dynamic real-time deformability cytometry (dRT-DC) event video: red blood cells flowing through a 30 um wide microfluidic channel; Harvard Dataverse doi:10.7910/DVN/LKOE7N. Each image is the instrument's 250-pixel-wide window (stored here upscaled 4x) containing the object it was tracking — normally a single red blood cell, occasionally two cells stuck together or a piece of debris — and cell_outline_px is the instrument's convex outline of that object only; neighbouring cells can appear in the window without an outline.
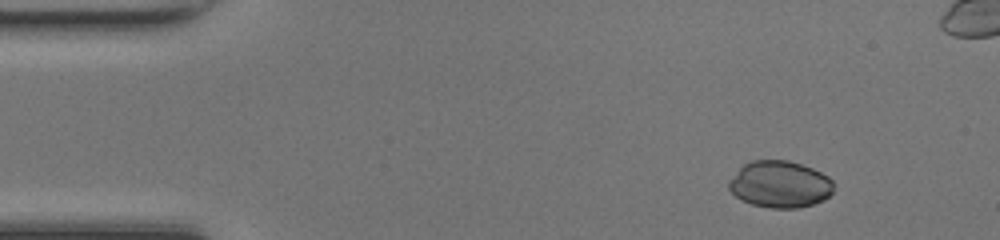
{"species": "common noctule bat (a hibernating species)", "species_latin": "Nyctalus noctula", "temperature_condition": "room temperature", "stored_images_in_passage": 40, "camera_frame_rate_fps": 3000, "um_per_image_px": 0.085, "animal": {"sex": "female", "body_mass_g": 17.0, "forearm_length_mm": 48.0}, "frame": {"image": 1, "passage_image": 1, "time_ms": 0.0, "image_size_px": [1000, 240], "cell_outline_px": [[832, 192], [824, 200], [812, 204], [796, 208], [772, 208], [752, 204], [740, 200], [728, 188], [728, 180], [744, 164], [752, 160], [788, 160], [812, 168], [828, 176], [832, 180]], "centroid_in_image_um": [66.27, 15.66], "position_along_channel_um": 18.7, "area_um2": 28.5}}
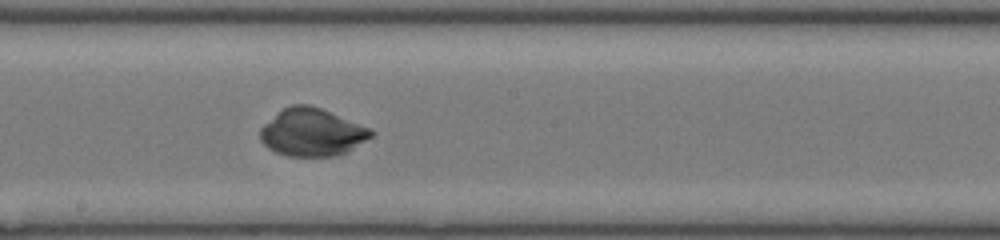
{"frame": {"image": 2, "passage_image": 22, "time_ms": 7.0, "image_size_px": [1000, 240], "cell_outline_px": [[372, 136], [348, 152], [336, 156], [288, 156], [276, 152], [268, 148], [260, 140], [260, 128], [264, 124], [284, 108], [292, 104], [308, 104], [320, 108], [368, 128], [372, 132]], "centroid_in_image_um": [26.49, 11.26], "position_along_channel_um": 221.7, "area_um2": 30.35}}
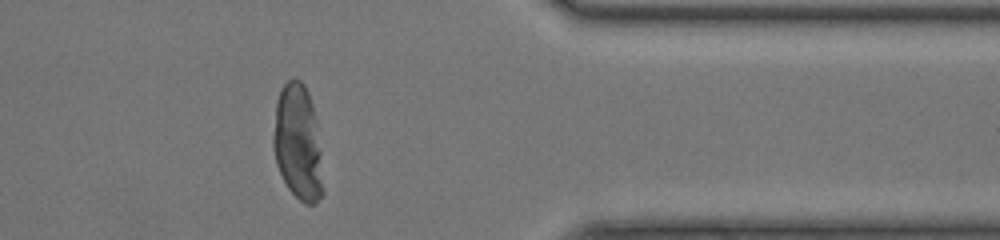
{"frame": {"image": 3, "passage_image": 35, "time_ms": 11.333, "image_size_px": [1000, 240], "cell_outline_px": [[324, 192], [316, 204], [304, 204], [288, 188], [276, 164], [272, 148], [272, 136], [276, 100], [280, 88], [288, 80], [300, 80], [304, 84], [308, 92], [312, 104], [316, 120], [320, 152], [324, 188]], "centroid_in_image_um": [25.31, 12.13], "position_along_channel_um": 386.1, "area_um2": 33.81}}